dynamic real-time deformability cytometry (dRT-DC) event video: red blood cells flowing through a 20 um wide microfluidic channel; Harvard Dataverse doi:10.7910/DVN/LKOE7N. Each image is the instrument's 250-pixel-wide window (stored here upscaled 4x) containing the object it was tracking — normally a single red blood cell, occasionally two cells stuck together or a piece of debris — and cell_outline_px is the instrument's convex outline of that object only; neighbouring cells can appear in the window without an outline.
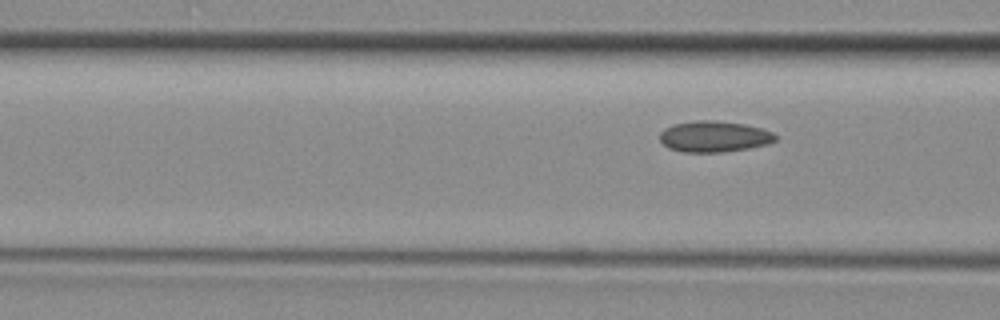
{"species": "common noctule bat (a hibernating species)", "species_latin": "Nyctalus noctula", "temperature_condition": "room temperature", "stored_images_in_passage": 5, "segment_of_instrument_passage": [3, 3], "camera_frame_rate_fps": 3000, "um_per_image_px": 0.085, "animal": {"sex": "female", "body_mass_g": 29.2, "forearm_length_mm": 56.3}, "frame": {"image": 1, "passage_image": 5, "time_ms": 1.333, "image_size_px": [1000, 320], "cell_outline_px": [[776, 140], [768, 144], [748, 148], [724, 152], [684, 152], [668, 148], [660, 140], [660, 132], [664, 128], [672, 124], [696, 120], [716, 120], [744, 124], [760, 128], [772, 132], [776, 136]], "centroid_in_image_um": [60.67, 11.6], "position_along_channel_um": 105.9, "area_um2": 20.98}}